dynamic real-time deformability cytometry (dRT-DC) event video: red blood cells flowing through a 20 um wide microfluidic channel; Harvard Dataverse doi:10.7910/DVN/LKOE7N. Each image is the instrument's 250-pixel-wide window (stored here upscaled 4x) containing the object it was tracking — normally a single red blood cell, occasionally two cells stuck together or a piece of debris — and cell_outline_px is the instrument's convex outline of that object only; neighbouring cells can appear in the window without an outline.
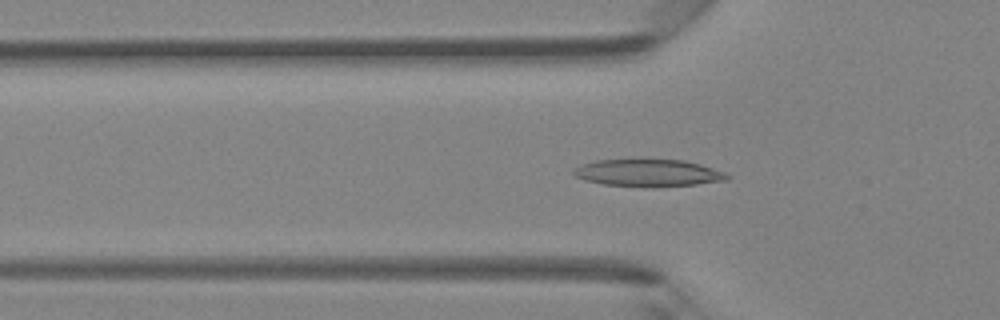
{"species": "Egyptian fruit bat (a non-hibernating species)", "species_latin": "Rousettus aegyptiacus", "temperature_condition": "room temperature", "stored_images_in_passage": 36, "camera_frame_rate_fps": 3000, "um_per_image_px": 0.085, "animal": {"sex": "female"}, "frame": {"image": 1, "passage_image": 4, "time_ms": 1.0, "image_size_px": [1000, 320], "cell_outline_px": [[732, 176], [728, 180], [696, 184], [604, 184], [584, 180], [576, 176], [572, 172], [576, 168], [584, 164], [596, 160], [640, 156], [684, 160], [700, 164], [724, 172]], "centroid_in_image_um": [55.1, 14.59], "position_along_channel_um": 70.7, "area_um2": 24.22}}
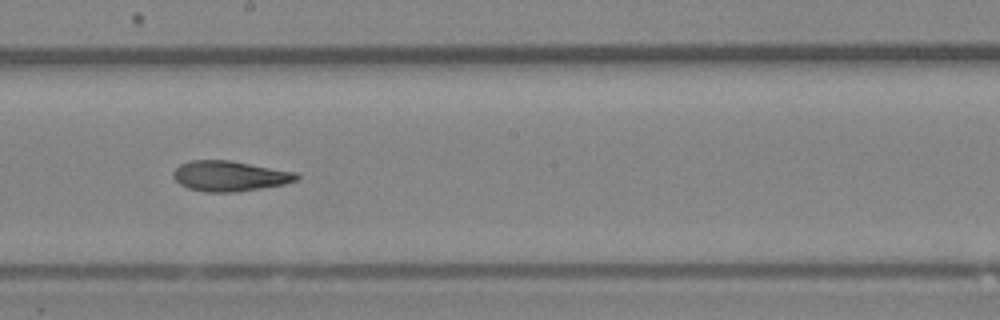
{"frame": {"image": 2, "passage_image": 15, "time_ms": 4.667, "image_size_px": [1000, 320], "cell_outline_px": [[300, 176], [296, 180], [284, 184], [236, 192], [204, 192], [188, 188], [180, 184], [172, 176], [172, 172], [180, 164], [192, 160], [228, 160], [296, 172]], "centroid_in_image_um": [19.49, 14.96], "position_along_channel_um": 228.7, "area_um2": 21.68}}
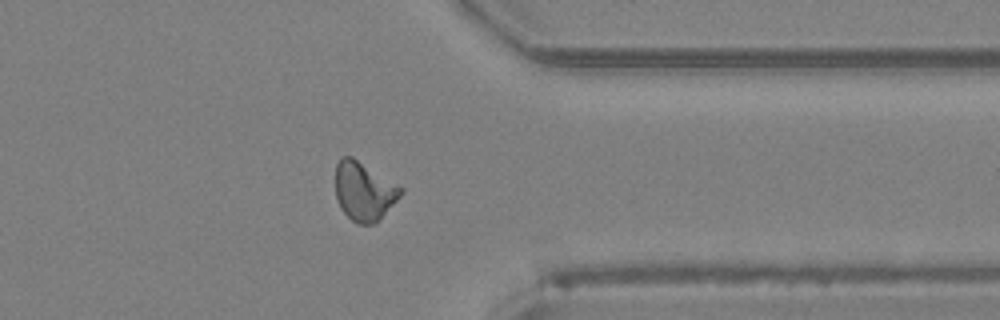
{"frame": {"image": 3, "passage_image": 26, "time_ms": 8.333, "image_size_px": [1000, 320], "cell_outline_px": [[404, 192], [376, 224], [356, 224], [340, 208], [336, 196], [336, 164], [340, 156], [352, 156], [404, 188]], "centroid_in_image_um": [30.95, 16.25], "position_along_channel_um": 380.5, "area_um2": 22.48}, "authors_computed_cell_mechanics": {"area_um2": 21.7617, "velocity_mm_per_s": 4.3232, "shape_relaxation_time_tau1_ms": null, "shape_relaxation_time_tau2_ms": 1.8666, "deformation_change_tau1": null, "deformation_change_tau2": 0.0843}}